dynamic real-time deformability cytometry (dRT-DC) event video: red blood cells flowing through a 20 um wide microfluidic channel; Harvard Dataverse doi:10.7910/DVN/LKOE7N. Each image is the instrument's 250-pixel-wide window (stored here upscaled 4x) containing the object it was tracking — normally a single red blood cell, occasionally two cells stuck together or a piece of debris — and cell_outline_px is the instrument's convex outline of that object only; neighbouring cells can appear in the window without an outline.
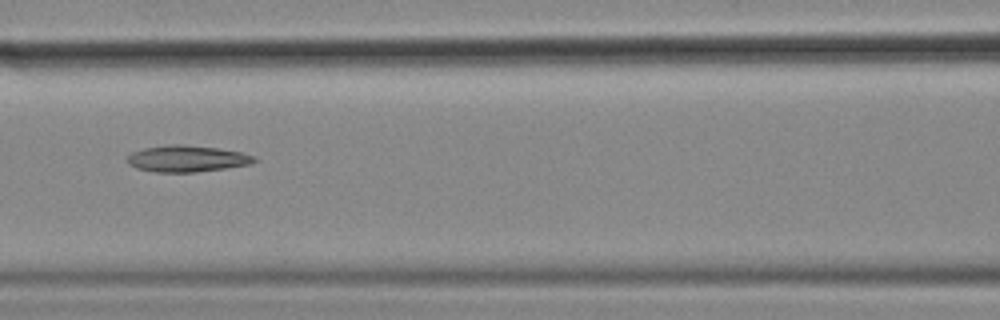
{"species": "common noctule bat (a hibernating species)", "species_latin": "Nyctalus noctula", "temperature_condition": "cold", "stored_images_in_passage": 57, "camera_frame_rate_fps": 3000, "um_per_image_px": 0.085, "animal": {"sex": "female", "body_mass_g": 18.4}, "frame": {"image": 1, "passage_image": 25, "time_ms": 8.0, "image_size_px": [1000, 320], "cell_outline_px": [[260, 160], [252, 164], [196, 172], [156, 172], [136, 168], [128, 164], [128, 156], [132, 152], [144, 148], [172, 144], [184, 144], [216, 148], [240, 152], [252, 156]], "centroid_in_image_um": [15.89, 13.49], "position_along_channel_um": 150.7, "area_um2": 19.48}, "authors_computed_cell_mechanics": {"area_um2": 21.2126, "velocity_mm_per_s": 3.5464, "shape_relaxation_time_tau1_ms": null, "shape_relaxation_time_tau2_ms": 8.0792, "deformation_change_tau1": null, "deformation_change_tau2": 0.1873}}